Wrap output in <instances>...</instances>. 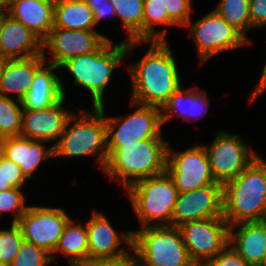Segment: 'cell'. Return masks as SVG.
Wrapping results in <instances>:
<instances>
[{
	"mask_svg": "<svg viewBox=\"0 0 266 266\" xmlns=\"http://www.w3.org/2000/svg\"><path fill=\"white\" fill-rule=\"evenodd\" d=\"M166 171L179 193L196 190L216 182L212 176L204 144L175 152L168 144Z\"/></svg>",
	"mask_w": 266,
	"mask_h": 266,
	"instance_id": "12",
	"label": "cell"
},
{
	"mask_svg": "<svg viewBox=\"0 0 266 266\" xmlns=\"http://www.w3.org/2000/svg\"><path fill=\"white\" fill-rule=\"evenodd\" d=\"M167 148L168 142L162 136L121 143L108 155L102 171L127 189L140 179L166 171Z\"/></svg>",
	"mask_w": 266,
	"mask_h": 266,
	"instance_id": "3",
	"label": "cell"
},
{
	"mask_svg": "<svg viewBox=\"0 0 266 266\" xmlns=\"http://www.w3.org/2000/svg\"><path fill=\"white\" fill-rule=\"evenodd\" d=\"M85 224L88 233V262L125 256L132 250L133 232L129 230L118 233L104 213L94 211ZM122 241L130 249L122 247Z\"/></svg>",
	"mask_w": 266,
	"mask_h": 266,
	"instance_id": "16",
	"label": "cell"
},
{
	"mask_svg": "<svg viewBox=\"0 0 266 266\" xmlns=\"http://www.w3.org/2000/svg\"><path fill=\"white\" fill-rule=\"evenodd\" d=\"M47 142L14 136L0 139V153L19 165L22 173L30 181L42 161L54 157L53 145L46 148Z\"/></svg>",
	"mask_w": 266,
	"mask_h": 266,
	"instance_id": "19",
	"label": "cell"
},
{
	"mask_svg": "<svg viewBox=\"0 0 266 266\" xmlns=\"http://www.w3.org/2000/svg\"><path fill=\"white\" fill-rule=\"evenodd\" d=\"M126 190L142 228L171 225L179 192L167 171L140 179Z\"/></svg>",
	"mask_w": 266,
	"mask_h": 266,
	"instance_id": "6",
	"label": "cell"
},
{
	"mask_svg": "<svg viewBox=\"0 0 266 266\" xmlns=\"http://www.w3.org/2000/svg\"><path fill=\"white\" fill-rule=\"evenodd\" d=\"M57 69L61 68L45 62L36 71L30 90L21 100L23 109H45L67 96L62 79L55 73Z\"/></svg>",
	"mask_w": 266,
	"mask_h": 266,
	"instance_id": "21",
	"label": "cell"
},
{
	"mask_svg": "<svg viewBox=\"0 0 266 266\" xmlns=\"http://www.w3.org/2000/svg\"><path fill=\"white\" fill-rule=\"evenodd\" d=\"M134 257V252H131L125 256H120L117 258H107V259H95L89 261L84 266H132Z\"/></svg>",
	"mask_w": 266,
	"mask_h": 266,
	"instance_id": "38",
	"label": "cell"
},
{
	"mask_svg": "<svg viewBox=\"0 0 266 266\" xmlns=\"http://www.w3.org/2000/svg\"><path fill=\"white\" fill-rule=\"evenodd\" d=\"M45 53L24 59H7L0 77V96L9 97L8 94L12 93L21 101L30 90L36 71L47 61Z\"/></svg>",
	"mask_w": 266,
	"mask_h": 266,
	"instance_id": "22",
	"label": "cell"
},
{
	"mask_svg": "<svg viewBox=\"0 0 266 266\" xmlns=\"http://www.w3.org/2000/svg\"><path fill=\"white\" fill-rule=\"evenodd\" d=\"M132 232V250L145 265L195 266L178 227L147 226Z\"/></svg>",
	"mask_w": 266,
	"mask_h": 266,
	"instance_id": "7",
	"label": "cell"
},
{
	"mask_svg": "<svg viewBox=\"0 0 266 266\" xmlns=\"http://www.w3.org/2000/svg\"><path fill=\"white\" fill-rule=\"evenodd\" d=\"M6 5L9 4L12 0H2Z\"/></svg>",
	"mask_w": 266,
	"mask_h": 266,
	"instance_id": "46",
	"label": "cell"
},
{
	"mask_svg": "<svg viewBox=\"0 0 266 266\" xmlns=\"http://www.w3.org/2000/svg\"><path fill=\"white\" fill-rule=\"evenodd\" d=\"M130 105L138 108L124 117H107L104 108L108 155L121 146V143H134L162 136L163 124L159 107L143 105L132 100H130Z\"/></svg>",
	"mask_w": 266,
	"mask_h": 266,
	"instance_id": "8",
	"label": "cell"
},
{
	"mask_svg": "<svg viewBox=\"0 0 266 266\" xmlns=\"http://www.w3.org/2000/svg\"><path fill=\"white\" fill-rule=\"evenodd\" d=\"M155 25L177 26L163 9L162 0H144L143 41H166L167 29L155 31Z\"/></svg>",
	"mask_w": 266,
	"mask_h": 266,
	"instance_id": "28",
	"label": "cell"
},
{
	"mask_svg": "<svg viewBox=\"0 0 266 266\" xmlns=\"http://www.w3.org/2000/svg\"><path fill=\"white\" fill-rule=\"evenodd\" d=\"M229 245L250 266H263L266 261V220L229 226Z\"/></svg>",
	"mask_w": 266,
	"mask_h": 266,
	"instance_id": "20",
	"label": "cell"
},
{
	"mask_svg": "<svg viewBox=\"0 0 266 266\" xmlns=\"http://www.w3.org/2000/svg\"><path fill=\"white\" fill-rule=\"evenodd\" d=\"M49 2H51L53 5H56V4H59V3H62V2H66V1H69V0H48Z\"/></svg>",
	"mask_w": 266,
	"mask_h": 266,
	"instance_id": "44",
	"label": "cell"
},
{
	"mask_svg": "<svg viewBox=\"0 0 266 266\" xmlns=\"http://www.w3.org/2000/svg\"><path fill=\"white\" fill-rule=\"evenodd\" d=\"M250 0H221L213 10L238 30L249 42L247 32L254 29L251 25Z\"/></svg>",
	"mask_w": 266,
	"mask_h": 266,
	"instance_id": "29",
	"label": "cell"
},
{
	"mask_svg": "<svg viewBox=\"0 0 266 266\" xmlns=\"http://www.w3.org/2000/svg\"><path fill=\"white\" fill-rule=\"evenodd\" d=\"M178 228L195 265H205L229 244V225L223 217L190 221Z\"/></svg>",
	"mask_w": 266,
	"mask_h": 266,
	"instance_id": "11",
	"label": "cell"
},
{
	"mask_svg": "<svg viewBox=\"0 0 266 266\" xmlns=\"http://www.w3.org/2000/svg\"><path fill=\"white\" fill-rule=\"evenodd\" d=\"M65 100L66 96L45 109H23L20 135L48 143L55 141L52 144L54 146L64 132L69 117L73 114L64 108Z\"/></svg>",
	"mask_w": 266,
	"mask_h": 266,
	"instance_id": "17",
	"label": "cell"
},
{
	"mask_svg": "<svg viewBox=\"0 0 266 266\" xmlns=\"http://www.w3.org/2000/svg\"><path fill=\"white\" fill-rule=\"evenodd\" d=\"M149 50L137 61L128 65L132 78L131 100L143 105L161 108L181 86L174 54L166 41H146Z\"/></svg>",
	"mask_w": 266,
	"mask_h": 266,
	"instance_id": "1",
	"label": "cell"
},
{
	"mask_svg": "<svg viewBox=\"0 0 266 266\" xmlns=\"http://www.w3.org/2000/svg\"><path fill=\"white\" fill-rule=\"evenodd\" d=\"M23 242L22 232L16 223H12L10 229L0 230V265L12 264Z\"/></svg>",
	"mask_w": 266,
	"mask_h": 266,
	"instance_id": "31",
	"label": "cell"
},
{
	"mask_svg": "<svg viewBox=\"0 0 266 266\" xmlns=\"http://www.w3.org/2000/svg\"><path fill=\"white\" fill-rule=\"evenodd\" d=\"M93 10L84 0H69L55 5L53 27L96 30Z\"/></svg>",
	"mask_w": 266,
	"mask_h": 266,
	"instance_id": "26",
	"label": "cell"
},
{
	"mask_svg": "<svg viewBox=\"0 0 266 266\" xmlns=\"http://www.w3.org/2000/svg\"><path fill=\"white\" fill-rule=\"evenodd\" d=\"M0 54L24 59L43 54V41L20 21L1 11Z\"/></svg>",
	"mask_w": 266,
	"mask_h": 266,
	"instance_id": "18",
	"label": "cell"
},
{
	"mask_svg": "<svg viewBox=\"0 0 266 266\" xmlns=\"http://www.w3.org/2000/svg\"><path fill=\"white\" fill-rule=\"evenodd\" d=\"M110 38L96 30H72L53 27L43 41V52L49 50L48 63L60 67L68 59L98 51Z\"/></svg>",
	"mask_w": 266,
	"mask_h": 266,
	"instance_id": "14",
	"label": "cell"
},
{
	"mask_svg": "<svg viewBox=\"0 0 266 266\" xmlns=\"http://www.w3.org/2000/svg\"><path fill=\"white\" fill-rule=\"evenodd\" d=\"M70 219L61 208L29 206L16 224L24 241L33 243L52 255Z\"/></svg>",
	"mask_w": 266,
	"mask_h": 266,
	"instance_id": "13",
	"label": "cell"
},
{
	"mask_svg": "<svg viewBox=\"0 0 266 266\" xmlns=\"http://www.w3.org/2000/svg\"><path fill=\"white\" fill-rule=\"evenodd\" d=\"M132 266H147L144 263H142L135 255L133 257Z\"/></svg>",
	"mask_w": 266,
	"mask_h": 266,
	"instance_id": "42",
	"label": "cell"
},
{
	"mask_svg": "<svg viewBox=\"0 0 266 266\" xmlns=\"http://www.w3.org/2000/svg\"><path fill=\"white\" fill-rule=\"evenodd\" d=\"M223 184L213 183L196 190L179 193L172 215L171 225L223 217Z\"/></svg>",
	"mask_w": 266,
	"mask_h": 266,
	"instance_id": "15",
	"label": "cell"
},
{
	"mask_svg": "<svg viewBox=\"0 0 266 266\" xmlns=\"http://www.w3.org/2000/svg\"><path fill=\"white\" fill-rule=\"evenodd\" d=\"M223 218L229 226L266 220V160L258 156L223 184Z\"/></svg>",
	"mask_w": 266,
	"mask_h": 266,
	"instance_id": "2",
	"label": "cell"
},
{
	"mask_svg": "<svg viewBox=\"0 0 266 266\" xmlns=\"http://www.w3.org/2000/svg\"><path fill=\"white\" fill-rule=\"evenodd\" d=\"M192 0H162L163 9L168 17L177 25L185 26L191 19Z\"/></svg>",
	"mask_w": 266,
	"mask_h": 266,
	"instance_id": "35",
	"label": "cell"
},
{
	"mask_svg": "<svg viewBox=\"0 0 266 266\" xmlns=\"http://www.w3.org/2000/svg\"><path fill=\"white\" fill-rule=\"evenodd\" d=\"M216 182L224 184L243 172L258 156L239 134L218 131L210 146L204 144Z\"/></svg>",
	"mask_w": 266,
	"mask_h": 266,
	"instance_id": "9",
	"label": "cell"
},
{
	"mask_svg": "<svg viewBox=\"0 0 266 266\" xmlns=\"http://www.w3.org/2000/svg\"><path fill=\"white\" fill-rule=\"evenodd\" d=\"M74 220L70 219L65 225L62 236L58 245L52 253V260L61 253L66 258L69 266H84L88 263V233L86 224H74Z\"/></svg>",
	"mask_w": 266,
	"mask_h": 266,
	"instance_id": "25",
	"label": "cell"
},
{
	"mask_svg": "<svg viewBox=\"0 0 266 266\" xmlns=\"http://www.w3.org/2000/svg\"><path fill=\"white\" fill-rule=\"evenodd\" d=\"M251 25L256 29L266 27V0H250Z\"/></svg>",
	"mask_w": 266,
	"mask_h": 266,
	"instance_id": "37",
	"label": "cell"
},
{
	"mask_svg": "<svg viewBox=\"0 0 266 266\" xmlns=\"http://www.w3.org/2000/svg\"><path fill=\"white\" fill-rule=\"evenodd\" d=\"M23 188H12L0 192V216L4 212L14 213L11 223H17L25 214L29 205L25 204L26 196L23 194Z\"/></svg>",
	"mask_w": 266,
	"mask_h": 266,
	"instance_id": "33",
	"label": "cell"
},
{
	"mask_svg": "<svg viewBox=\"0 0 266 266\" xmlns=\"http://www.w3.org/2000/svg\"><path fill=\"white\" fill-rule=\"evenodd\" d=\"M205 266H250L229 244Z\"/></svg>",
	"mask_w": 266,
	"mask_h": 266,
	"instance_id": "36",
	"label": "cell"
},
{
	"mask_svg": "<svg viewBox=\"0 0 266 266\" xmlns=\"http://www.w3.org/2000/svg\"><path fill=\"white\" fill-rule=\"evenodd\" d=\"M259 82L256 84L255 88L252 90V93H250V103L254 102V100L260 96L261 93H263L266 90V64L261 72Z\"/></svg>",
	"mask_w": 266,
	"mask_h": 266,
	"instance_id": "40",
	"label": "cell"
},
{
	"mask_svg": "<svg viewBox=\"0 0 266 266\" xmlns=\"http://www.w3.org/2000/svg\"><path fill=\"white\" fill-rule=\"evenodd\" d=\"M22 112L20 100L13 99V96H0V139L20 136Z\"/></svg>",
	"mask_w": 266,
	"mask_h": 266,
	"instance_id": "30",
	"label": "cell"
},
{
	"mask_svg": "<svg viewBox=\"0 0 266 266\" xmlns=\"http://www.w3.org/2000/svg\"><path fill=\"white\" fill-rule=\"evenodd\" d=\"M84 1L93 10L94 5L107 4V1H110V0H84Z\"/></svg>",
	"mask_w": 266,
	"mask_h": 266,
	"instance_id": "41",
	"label": "cell"
},
{
	"mask_svg": "<svg viewBox=\"0 0 266 266\" xmlns=\"http://www.w3.org/2000/svg\"><path fill=\"white\" fill-rule=\"evenodd\" d=\"M94 22L97 26L98 23L104 19V17L109 18L110 16L116 17L115 10L110 1H107V4L94 5Z\"/></svg>",
	"mask_w": 266,
	"mask_h": 266,
	"instance_id": "39",
	"label": "cell"
},
{
	"mask_svg": "<svg viewBox=\"0 0 266 266\" xmlns=\"http://www.w3.org/2000/svg\"><path fill=\"white\" fill-rule=\"evenodd\" d=\"M6 6L7 5L2 0H0V12L6 11Z\"/></svg>",
	"mask_w": 266,
	"mask_h": 266,
	"instance_id": "45",
	"label": "cell"
},
{
	"mask_svg": "<svg viewBox=\"0 0 266 266\" xmlns=\"http://www.w3.org/2000/svg\"><path fill=\"white\" fill-rule=\"evenodd\" d=\"M52 261L48 251L24 241L10 266H48Z\"/></svg>",
	"mask_w": 266,
	"mask_h": 266,
	"instance_id": "32",
	"label": "cell"
},
{
	"mask_svg": "<svg viewBox=\"0 0 266 266\" xmlns=\"http://www.w3.org/2000/svg\"><path fill=\"white\" fill-rule=\"evenodd\" d=\"M27 180L19 165L0 153V192L12 188H24Z\"/></svg>",
	"mask_w": 266,
	"mask_h": 266,
	"instance_id": "34",
	"label": "cell"
},
{
	"mask_svg": "<svg viewBox=\"0 0 266 266\" xmlns=\"http://www.w3.org/2000/svg\"><path fill=\"white\" fill-rule=\"evenodd\" d=\"M104 107L105 104L92 107L91 112L79 109L78 117L74 113L69 117L64 132L53 146L54 158L98 154L97 162L104 169L108 158Z\"/></svg>",
	"mask_w": 266,
	"mask_h": 266,
	"instance_id": "5",
	"label": "cell"
},
{
	"mask_svg": "<svg viewBox=\"0 0 266 266\" xmlns=\"http://www.w3.org/2000/svg\"><path fill=\"white\" fill-rule=\"evenodd\" d=\"M54 8L48 0H12L5 12L44 41L53 28Z\"/></svg>",
	"mask_w": 266,
	"mask_h": 266,
	"instance_id": "23",
	"label": "cell"
},
{
	"mask_svg": "<svg viewBox=\"0 0 266 266\" xmlns=\"http://www.w3.org/2000/svg\"><path fill=\"white\" fill-rule=\"evenodd\" d=\"M145 41H122L113 44L110 39L96 52L68 59L60 68L74 77V84L89 91L93 107L104 105V93L110 83L115 68L133 51L135 46Z\"/></svg>",
	"mask_w": 266,
	"mask_h": 266,
	"instance_id": "4",
	"label": "cell"
},
{
	"mask_svg": "<svg viewBox=\"0 0 266 266\" xmlns=\"http://www.w3.org/2000/svg\"><path fill=\"white\" fill-rule=\"evenodd\" d=\"M6 60L7 59L0 54V77L3 72V68H4Z\"/></svg>",
	"mask_w": 266,
	"mask_h": 266,
	"instance_id": "43",
	"label": "cell"
},
{
	"mask_svg": "<svg viewBox=\"0 0 266 266\" xmlns=\"http://www.w3.org/2000/svg\"><path fill=\"white\" fill-rule=\"evenodd\" d=\"M116 17L121 19L129 41H143V6L144 0H110Z\"/></svg>",
	"mask_w": 266,
	"mask_h": 266,
	"instance_id": "27",
	"label": "cell"
},
{
	"mask_svg": "<svg viewBox=\"0 0 266 266\" xmlns=\"http://www.w3.org/2000/svg\"><path fill=\"white\" fill-rule=\"evenodd\" d=\"M0 31H1V12H0Z\"/></svg>",
	"mask_w": 266,
	"mask_h": 266,
	"instance_id": "47",
	"label": "cell"
},
{
	"mask_svg": "<svg viewBox=\"0 0 266 266\" xmlns=\"http://www.w3.org/2000/svg\"><path fill=\"white\" fill-rule=\"evenodd\" d=\"M185 26L188 27L189 36L193 37L196 44L200 64L220 52L250 44L238 30L214 10L195 23L190 19Z\"/></svg>",
	"mask_w": 266,
	"mask_h": 266,
	"instance_id": "10",
	"label": "cell"
},
{
	"mask_svg": "<svg viewBox=\"0 0 266 266\" xmlns=\"http://www.w3.org/2000/svg\"><path fill=\"white\" fill-rule=\"evenodd\" d=\"M209 107L207 92L198 86L184 89L181 86L160 108L162 124L172 117H182L187 121H197L205 116Z\"/></svg>",
	"mask_w": 266,
	"mask_h": 266,
	"instance_id": "24",
	"label": "cell"
}]
</instances>
